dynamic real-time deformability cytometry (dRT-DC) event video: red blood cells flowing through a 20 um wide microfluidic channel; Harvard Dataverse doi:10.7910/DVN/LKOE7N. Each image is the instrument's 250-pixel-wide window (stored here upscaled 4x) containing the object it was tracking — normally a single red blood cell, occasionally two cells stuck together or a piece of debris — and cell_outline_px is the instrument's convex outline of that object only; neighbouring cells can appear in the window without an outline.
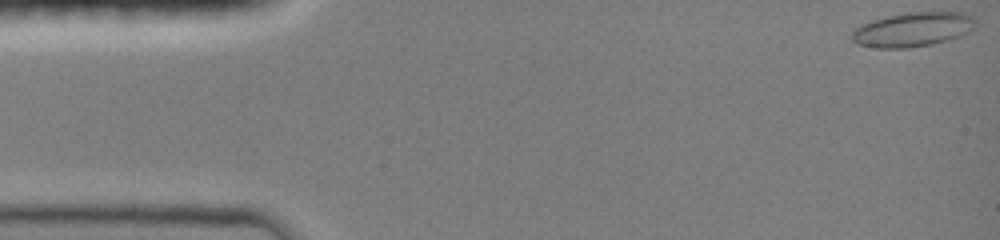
{"species": "common noctule bat (a hibernating species)", "species_latin": "Nyctalus noctula", "temperature_condition": "room temperature", "stored_images_in_passage": 70, "camera_frame_rate_fps": 3000, "um_per_image_px": 0.085, "animal": {"sex": "female", "body_mass_g": 19.0, "forearm_length_mm": 51.5}, "frame": {"image": 1, "passage_image": 1, "time_ms": 0.0, "image_size_px": [1000, 240], "cell_outline_px": [[976, 20], [972, 28], [968, 32], [960, 36], [948, 40], [932, 44], [908, 48], [876, 48], [856, 44], [848, 36], [856, 28], [872, 20], [888, 16], [908, 12], [960, 12], [972, 16]], "centroid_in_image_um": [77.56, 2.52], "position_along_channel_um": 7.4, "area_um2": 24.74}}
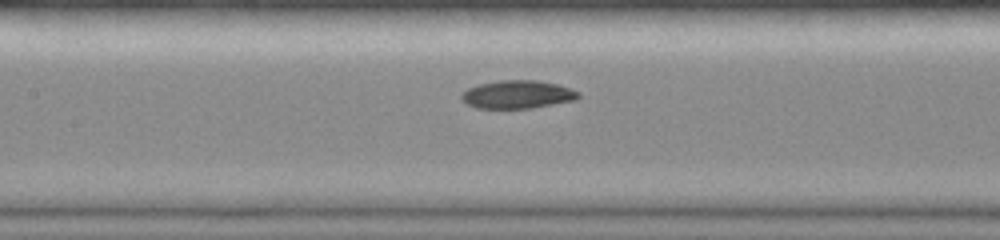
{"frame": {"image": 2, "passage_image": 36, "time_ms": 6.667, "image_size_px": [1000, 240], "cell_outline_px": [[580, 96], [576, 100], [532, 108], [476, 108], [460, 100], [460, 96], [468, 88], [480, 84], [500, 80], [540, 80], [572, 88], [580, 92]], "centroid_in_image_um": [44.02, 8.03], "position_along_channel_um": 163.4, "area_um2": 19.25}}
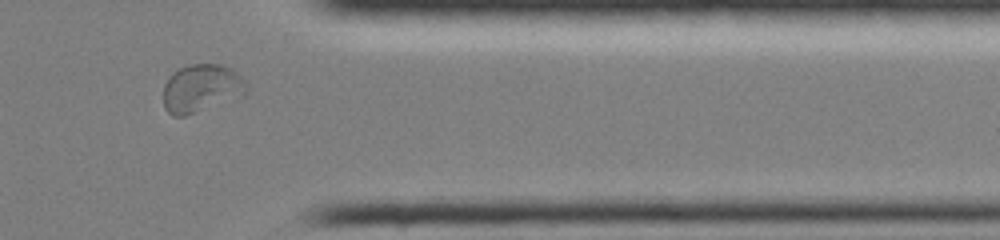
{"frame": {"image": 3, "passage_image": 62, "time_ms": 12.333, "image_size_px": [1000, 240], "cell_outline_px": [[244, 96], [184, 116], [172, 116], [164, 108], [164, 84], [168, 76], [172, 72], [188, 64], [220, 64], [236, 72], [244, 80]], "centroid_in_image_um": [17.06, 7.5], "position_along_channel_um": 394.3, "area_um2": 23.12}, "authors_computed_cell_mechanics": {"area_um2": 19.941, "velocity_mm_per_s": 4.1203, "shape_relaxation_time_tau1_ms": 8.4432, "shape_relaxation_time_tau2_ms": 4.6836, "deformation_change_tau1": 0.1508, "deformation_change_tau2": 0.0601}}